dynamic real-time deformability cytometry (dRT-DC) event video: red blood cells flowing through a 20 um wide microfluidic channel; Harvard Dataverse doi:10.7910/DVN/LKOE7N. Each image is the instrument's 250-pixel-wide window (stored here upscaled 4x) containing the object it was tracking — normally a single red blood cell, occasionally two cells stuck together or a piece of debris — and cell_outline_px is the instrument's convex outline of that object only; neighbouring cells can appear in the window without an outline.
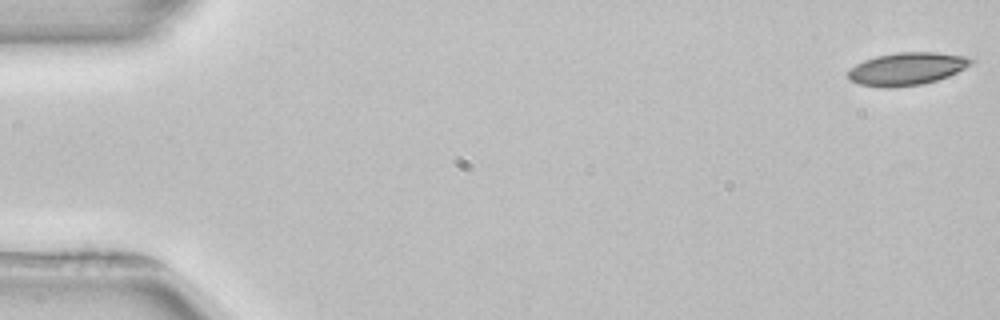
{"species": "common noctule bat (a hibernating species)", "species_latin": "Nyctalus noctula", "temperature_condition": "room temperature", "stored_images_in_passage": 15, "camera_frame_rate_fps": 3000, "um_per_image_px": 0.085, "animal": {"sex": "female", "body_mass_g": 22.7, "forearm_length_mm": 54.2}, "frame": {"image": 1, "passage_image": 1, "time_ms": 0.0, "image_size_px": [1000, 320], "cell_outline_px": [[976, 60], [972, 64], [948, 76], [936, 80], [920, 84], [892, 88], [880, 88], [860, 84], [848, 80], [848, 72], [856, 64], [864, 60], [876, 56], [900, 52], [936, 52], [964, 56]], "centroid_in_image_um": [77.07, 5.85], "position_along_channel_um": 7.9, "area_um2": 23.35}}
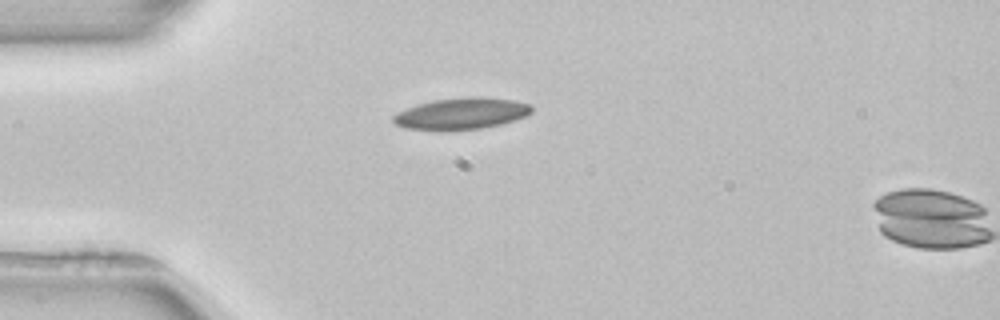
{"frame": {"image": 2, "passage_image": 14, "time_ms": 4.333, "image_size_px": [1000, 320], "cell_outline_px": [[532, 112], [528, 116], [500, 124], [480, 128], [448, 132], [440, 132], [404, 128], [396, 124], [392, 120], [392, 116], [396, 112], [420, 104], [436, 100], [472, 96], [480, 96], [512, 100], [532, 104]], "centroid_in_image_um": [39.21, 9.68], "position_along_channel_um": 45.8, "area_um2": 25.84}}